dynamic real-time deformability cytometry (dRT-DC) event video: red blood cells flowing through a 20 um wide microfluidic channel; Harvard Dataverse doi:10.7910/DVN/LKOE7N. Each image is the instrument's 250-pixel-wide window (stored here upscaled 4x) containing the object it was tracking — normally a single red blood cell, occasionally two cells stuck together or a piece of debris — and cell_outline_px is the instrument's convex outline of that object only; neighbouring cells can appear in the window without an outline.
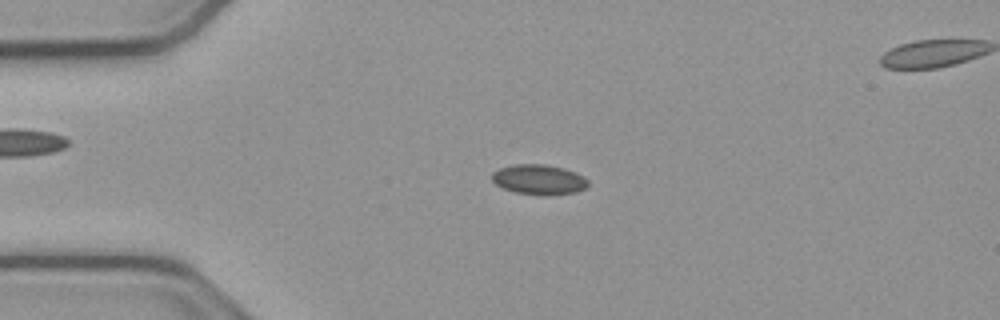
{"species": "common noctule bat (a hibernating species)", "species_latin": "Nyctalus noctula", "temperature_condition": "cold", "stored_images_in_passage": 54, "segment_of_instrument_passage": [1, 2], "camera_frame_rate_fps": 3000, "um_per_image_px": 0.085, "animal": {"sex": "male", "body_mass_g": 23.1, "forearm_length_mm": 52.7}, "frame": {"image": 1, "passage_image": 12, "time_ms": 3.667, "image_size_px": [1000, 320], "cell_outline_px": [[588, 184], [584, 188], [576, 192], [548, 196], [540, 196], [516, 192], [504, 188], [496, 184], [492, 180], [492, 172], [500, 168], [516, 164], [540, 164], [560, 168], [572, 172], [588, 180]], "centroid_in_image_um": [45.77, 15.28], "position_along_channel_um": 39.2, "area_um2": 16.53}}
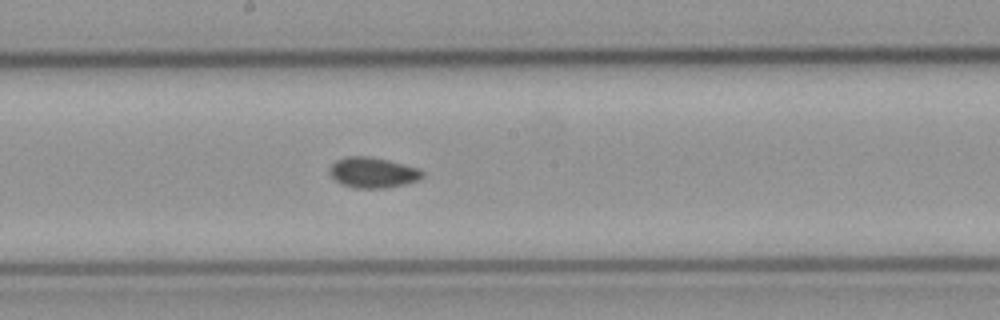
{"frame": {"image": 2, "passage_image": 28, "time_ms": 9.0, "image_size_px": [1000, 320], "cell_outline_px": [[424, 176], [420, 180], [388, 188], [356, 188], [340, 184], [328, 172], [328, 168], [336, 160], [348, 156], [364, 156], [388, 160], [420, 168], [424, 172]], "centroid_in_image_um": [31.71, 14.67], "position_along_channel_um": 216.5, "area_um2": 16.65}}
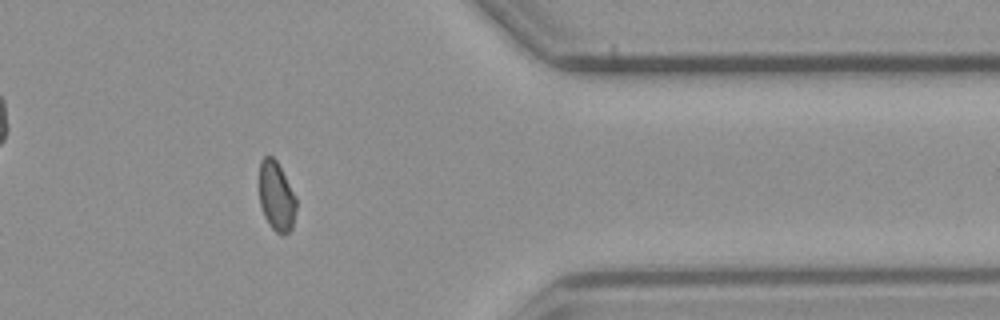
{"frame": {"image": 3, "passage_image": 43, "time_ms": 14.0, "image_size_px": [1000, 320], "cell_outline_px": [[296, 208], [292, 228], [284, 236], [280, 236], [268, 224], [264, 216], [260, 204], [260, 160], [264, 156], [272, 156], [276, 160], [296, 196]], "centroid_in_image_um": [23.5, 16.72], "position_along_channel_um": 387.9, "area_um2": 15.03}}